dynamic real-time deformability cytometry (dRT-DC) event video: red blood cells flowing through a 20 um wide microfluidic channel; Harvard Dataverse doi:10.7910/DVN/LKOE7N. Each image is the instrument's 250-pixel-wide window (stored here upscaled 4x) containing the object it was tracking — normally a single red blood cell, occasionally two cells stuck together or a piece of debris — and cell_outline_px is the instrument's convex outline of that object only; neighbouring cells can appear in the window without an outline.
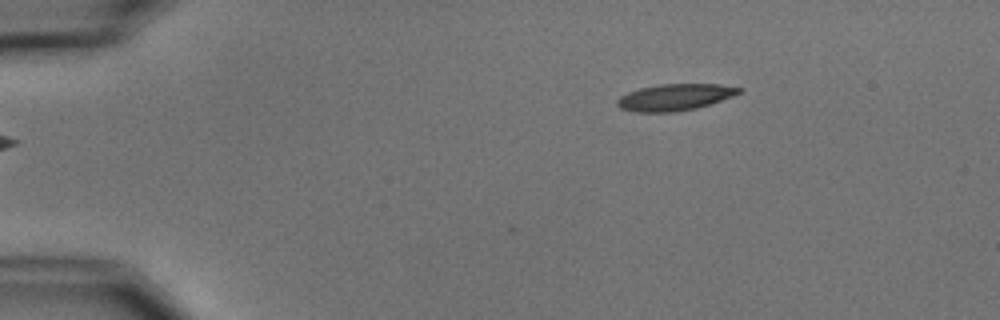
{"species": "common noctule bat (a hibernating species)", "species_latin": "Nyctalus noctula", "temperature_condition": "cold", "stored_images_in_passage": 2, "camera_frame_rate_fps": 3000, "um_per_image_px": 0.085, "animal": {"sex": "male", "body_mass_g": 15.6}, "frame": {"image": 1, "passage_image": 2, "time_ms": 1.333, "image_size_px": [1000, 320], "cell_outline_px": [[744, 88], [740, 92], [732, 96], [696, 108], [676, 112], [636, 112], [620, 108], [616, 104], [616, 100], [620, 96], [628, 92], [640, 88], [660, 84], [720, 84]], "centroid_in_image_um": [57.33, 8.26], "position_along_channel_um": 27.7, "area_um2": 18.79}}